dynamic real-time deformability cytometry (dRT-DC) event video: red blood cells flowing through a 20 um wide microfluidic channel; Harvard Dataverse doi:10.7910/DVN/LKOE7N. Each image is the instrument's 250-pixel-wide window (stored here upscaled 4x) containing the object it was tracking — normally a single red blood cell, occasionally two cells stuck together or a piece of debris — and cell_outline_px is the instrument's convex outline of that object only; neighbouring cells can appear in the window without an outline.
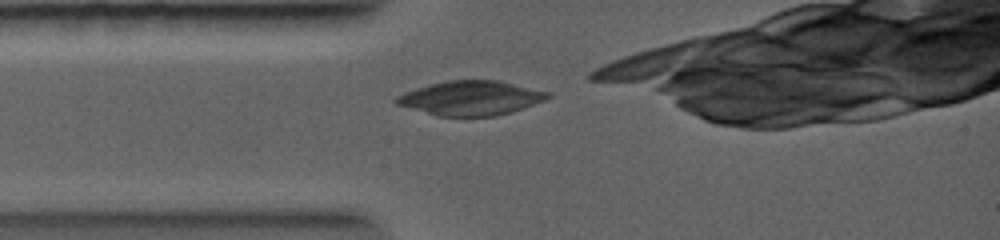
{"species": "common noctule bat (a hibernating species)", "species_latin": "Nyctalus noctula", "temperature_condition": "warm", "stored_images_in_passage": 6, "camera_frame_rate_fps": 5000, "um_per_image_px": 0.085, "animal": {"sex": "female", "body_mass_g": 19.0, "forearm_length_mm": 56.7}, "frame": {"image": 1, "passage_image": 1, "time_ms": 0.0, "image_size_px": [1000, 240], "cell_outline_px": [[552, 96], [544, 100], [524, 108], [512, 112], [496, 116], [436, 116], [396, 104], [392, 100], [396, 96], [432, 84], [448, 80], [500, 80], [552, 92]], "centroid_in_image_um": [40.08, 8.34], "position_along_channel_um": 44.9, "area_um2": 30.35}}